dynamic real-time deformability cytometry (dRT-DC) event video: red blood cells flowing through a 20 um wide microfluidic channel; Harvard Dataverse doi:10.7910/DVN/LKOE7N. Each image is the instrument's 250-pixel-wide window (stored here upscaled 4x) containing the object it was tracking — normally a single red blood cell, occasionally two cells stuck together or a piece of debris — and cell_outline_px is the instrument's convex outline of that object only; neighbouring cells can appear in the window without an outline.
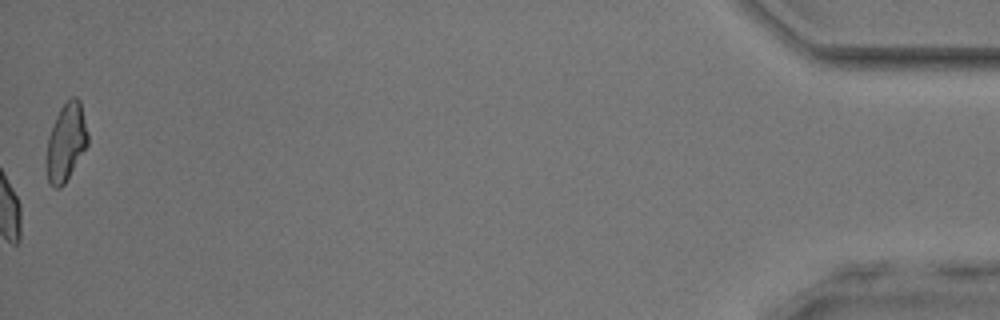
{"species": "common noctule bat (a hibernating species)", "species_latin": "Nyctalus noctula", "temperature_condition": "room temperature", "stored_images_in_passage": 54, "camera_frame_rate_fps": 3000, "um_per_image_px": 0.085, "animal": {"sex": "male", "body_mass_g": 17.9, "forearm_length_mm": 54.2}, "frame": {"image": 1, "passage_image": 54, "time_ms": 17.667, "image_size_px": [1000, 320], "cell_outline_px": [[88, 144], [64, 184], [60, 188], [56, 188], [48, 180], [48, 136], [56, 116], [60, 108], [72, 96], [76, 96], [80, 100], [88, 132]], "centroid_in_image_um": [5.65, 12.03], "position_along_channel_um": 429.6, "area_um2": 18.21}, "authors_computed_cell_mechanics": {"area_um2": 17.8602, "velocity_mm_per_s": 3.8195, "shape_relaxation_time_tau1_ms": 2.8215, "shape_relaxation_time_tau2_ms": 1.0926, "deformation_change_tau1": 0.1158, "deformation_change_tau2": 0.0767}}